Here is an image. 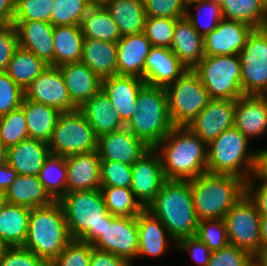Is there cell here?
Returning <instances> with one entry per match:
<instances>
[{
    "mask_svg": "<svg viewBox=\"0 0 267 266\" xmlns=\"http://www.w3.org/2000/svg\"><path fill=\"white\" fill-rule=\"evenodd\" d=\"M207 144L189 127H174L154 149L161 147L166 180H190L207 172Z\"/></svg>",
    "mask_w": 267,
    "mask_h": 266,
    "instance_id": "obj_1",
    "label": "cell"
},
{
    "mask_svg": "<svg viewBox=\"0 0 267 266\" xmlns=\"http://www.w3.org/2000/svg\"><path fill=\"white\" fill-rule=\"evenodd\" d=\"M145 209L164 224L174 242L195 236L199 220L195 214L190 180H166Z\"/></svg>",
    "mask_w": 267,
    "mask_h": 266,
    "instance_id": "obj_2",
    "label": "cell"
},
{
    "mask_svg": "<svg viewBox=\"0 0 267 266\" xmlns=\"http://www.w3.org/2000/svg\"><path fill=\"white\" fill-rule=\"evenodd\" d=\"M190 188L199 221L223 219L246 195V181L234 175L206 172L190 179Z\"/></svg>",
    "mask_w": 267,
    "mask_h": 266,
    "instance_id": "obj_3",
    "label": "cell"
},
{
    "mask_svg": "<svg viewBox=\"0 0 267 266\" xmlns=\"http://www.w3.org/2000/svg\"><path fill=\"white\" fill-rule=\"evenodd\" d=\"M61 204L72 240L93 244L103 235L111 214L106 208L100 189L64 194Z\"/></svg>",
    "mask_w": 267,
    "mask_h": 266,
    "instance_id": "obj_4",
    "label": "cell"
},
{
    "mask_svg": "<svg viewBox=\"0 0 267 266\" xmlns=\"http://www.w3.org/2000/svg\"><path fill=\"white\" fill-rule=\"evenodd\" d=\"M71 240L64 211L58 201L30 210L28 232L22 247L49 265Z\"/></svg>",
    "mask_w": 267,
    "mask_h": 266,
    "instance_id": "obj_5",
    "label": "cell"
},
{
    "mask_svg": "<svg viewBox=\"0 0 267 266\" xmlns=\"http://www.w3.org/2000/svg\"><path fill=\"white\" fill-rule=\"evenodd\" d=\"M136 109L125 127L154 148L175 127L169 114L165 87L145 84L137 96Z\"/></svg>",
    "mask_w": 267,
    "mask_h": 266,
    "instance_id": "obj_6",
    "label": "cell"
},
{
    "mask_svg": "<svg viewBox=\"0 0 267 266\" xmlns=\"http://www.w3.org/2000/svg\"><path fill=\"white\" fill-rule=\"evenodd\" d=\"M248 140L235 126L222 132L207 144V172L249 180L255 174L258 153L247 154Z\"/></svg>",
    "mask_w": 267,
    "mask_h": 266,
    "instance_id": "obj_7",
    "label": "cell"
},
{
    "mask_svg": "<svg viewBox=\"0 0 267 266\" xmlns=\"http://www.w3.org/2000/svg\"><path fill=\"white\" fill-rule=\"evenodd\" d=\"M193 70L211 99L236 100L244 96L239 55H205Z\"/></svg>",
    "mask_w": 267,
    "mask_h": 266,
    "instance_id": "obj_8",
    "label": "cell"
},
{
    "mask_svg": "<svg viewBox=\"0 0 267 266\" xmlns=\"http://www.w3.org/2000/svg\"><path fill=\"white\" fill-rule=\"evenodd\" d=\"M165 89L170 118L175 127H188L212 100L193 69L185 71Z\"/></svg>",
    "mask_w": 267,
    "mask_h": 266,
    "instance_id": "obj_9",
    "label": "cell"
},
{
    "mask_svg": "<svg viewBox=\"0 0 267 266\" xmlns=\"http://www.w3.org/2000/svg\"><path fill=\"white\" fill-rule=\"evenodd\" d=\"M50 152L60 156L97 151L98 137L79 110L62 112L48 142Z\"/></svg>",
    "mask_w": 267,
    "mask_h": 266,
    "instance_id": "obj_10",
    "label": "cell"
},
{
    "mask_svg": "<svg viewBox=\"0 0 267 266\" xmlns=\"http://www.w3.org/2000/svg\"><path fill=\"white\" fill-rule=\"evenodd\" d=\"M238 55L243 95L267 96V28L253 29Z\"/></svg>",
    "mask_w": 267,
    "mask_h": 266,
    "instance_id": "obj_11",
    "label": "cell"
},
{
    "mask_svg": "<svg viewBox=\"0 0 267 266\" xmlns=\"http://www.w3.org/2000/svg\"><path fill=\"white\" fill-rule=\"evenodd\" d=\"M223 220L230 245L244 249L252 256L264 251L260 235L261 216L247 195L226 213Z\"/></svg>",
    "mask_w": 267,
    "mask_h": 266,
    "instance_id": "obj_12",
    "label": "cell"
},
{
    "mask_svg": "<svg viewBox=\"0 0 267 266\" xmlns=\"http://www.w3.org/2000/svg\"><path fill=\"white\" fill-rule=\"evenodd\" d=\"M138 222L137 216H111L106 223L103 235L92 246L98 250L123 257L130 264L138 253Z\"/></svg>",
    "mask_w": 267,
    "mask_h": 266,
    "instance_id": "obj_13",
    "label": "cell"
},
{
    "mask_svg": "<svg viewBox=\"0 0 267 266\" xmlns=\"http://www.w3.org/2000/svg\"><path fill=\"white\" fill-rule=\"evenodd\" d=\"M24 92L26 99L56 108L61 112L79 109L71 101L64 78L57 66L48 65Z\"/></svg>",
    "mask_w": 267,
    "mask_h": 266,
    "instance_id": "obj_14",
    "label": "cell"
},
{
    "mask_svg": "<svg viewBox=\"0 0 267 266\" xmlns=\"http://www.w3.org/2000/svg\"><path fill=\"white\" fill-rule=\"evenodd\" d=\"M165 181L160 154L157 156L154 148L132 164L130 189L144 208L156 197Z\"/></svg>",
    "mask_w": 267,
    "mask_h": 266,
    "instance_id": "obj_15",
    "label": "cell"
},
{
    "mask_svg": "<svg viewBox=\"0 0 267 266\" xmlns=\"http://www.w3.org/2000/svg\"><path fill=\"white\" fill-rule=\"evenodd\" d=\"M236 100L212 99L188 127L206 144L234 126Z\"/></svg>",
    "mask_w": 267,
    "mask_h": 266,
    "instance_id": "obj_16",
    "label": "cell"
},
{
    "mask_svg": "<svg viewBox=\"0 0 267 266\" xmlns=\"http://www.w3.org/2000/svg\"><path fill=\"white\" fill-rule=\"evenodd\" d=\"M151 148L126 127L98 138L101 161L123 162L132 165Z\"/></svg>",
    "mask_w": 267,
    "mask_h": 266,
    "instance_id": "obj_17",
    "label": "cell"
},
{
    "mask_svg": "<svg viewBox=\"0 0 267 266\" xmlns=\"http://www.w3.org/2000/svg\"><path fill=\"white\" fill-rule=\"evenodd\" d=\"M253 29L243 22L222 19L218 26L204 37V54L238 55Z\"/></svg>",
    "mask_w": 267,
    "mask_h": 266,
    "instance_id": "obj_18",
    "label": "cell"
},
{
    "mask_svg": "<svg viewBox=\"0 0 267 266\" xmlns=\"http://www.w3.org/2000/svg\"><path fill=\"white\" fill-rule=\"evenodd\" d=\"M145 81L135 76L112 75L102 80V89L126 124L137 111V96Z\"/></svg>",
    "mask_w": 267,
    "mask_h": 266,
    "instance_id": "obj_19",
    "label": "cell"
},
{
    "mask_svg": "<svg viewBox=\"0 0 267 266\" xmlns=\"http://www.w3.org/2000/svg\"><path fill=\"white\" fill-rule=\"evenodd\" d=\"M67 166L66 193L96 190L101 187L98 151L71 154L65 157Z\"/></svg>",
    "mask_w": 267,
    "mask_h": 266,
    "instance_id": "obj_20",
    "label": "cell"
},
{
    "mask_svg": "<svg viewBox=\"0 0 267 266\" xmlns=\"http://www.w3.org/2000/svg\"><path fill=\"white\" fill-rule=\"evenodd\" d=\"M18 46L32 52L46 64L54 66V26L44 21H13Z\"/></svg>",
    "mask_w": 267,
    "mask_h": 266,
    "instance_id": "obj_21",
    "label": "cell"
},
{
    "mask_svg": "<svg viewBox=\"0 0 267 266\" xmlns=\"http://www.w3.org/2000/svg\"><path fill=\"white\" fill-rule=\"evenodd\" d=\"M188 69L170 48L152 46L144 65L145 84L166 87Z\"/></svg>",
    "mask_w": 267,
    "mask_h": 266,
    "instance_id": "obj_22",
    "label": "cell"
},
{
    "mask_svg": "<svg viewBox=\"0 0 267 266\" xmlns=\"http://www.w3.org/2000/svg\"><path fill=\"white\" fill-rule=\"evenodd\" d=\"M59 69L71 101L78 108L102 88V79L82 62L66 63Z\"/></svg>",
    "mask_w": 267,
    "mask_h": 266,
    "instance_id": "obj_23",
    "label": "cell"
},
{
    "mask_svg": "<svg viewBox=\"0 0 267 266\" xmlns=\"http://www.w3.org/2000/svg\"><path fill=\"white\" fill-rule=\"evenodd\" d=\"M151 42L144 33L123 36L117 42V75L144 79V65Z\"/></svg>",
    "mask_w": 267,
    "mask_h": 266,
    "instance_id": "obj_24",
    "label": "cell"
},
{
    "mask_svg": "<svg viewBox=\"0 0 267 266\" xmlns=\"http://www.w3.org/2000/svg\"><path fill=\"white\" fill-rule=\"evenodd\" d=\"M234 126L248 139L267 130V96L244 95L236 99Z\"/></svg>",
    "mask_w": 267,
    "mask_h": 266,
    "instance_id": "obj_25",
    "label": "cell"
},
{
    "mask_svg": "<svg viewBox=\"0 0 267 266\" xmlns=\"http://www.w3.org/2000/svg\"><path fill=\"white\" fill-rule=\"evenodd\" d=\"M50 153L47 142L28 138L8 148L6 163L18 175L38 176Z\"/></svg>",
    "mask_w": 267,
    "mask_h": 266,
    "instance_id": "obj_26",
    "label": "cell"
},
{
    "mask_svg": "<svg viewBox=\"0 0 267 266\" xmlns=\"http://www.w3.org/2000/svg\"><path fill=\"white\" fill-rule=\"evenodd\" d=\"M79 110L84 114L98 138L125 128L119 113L112 106L108 95L102 88L88 99Z\"/></svg>",
    "mask_w": 267,
    "mask_h": 266,
    "instance_id": "obj_27",
    "label": "cell"
},
{
    "mask_svg": "<svg viewBox=\"0 0 267 266\" xmlns=\"http://www.w3.org/2000/svg\"><path fill=\"white\" fill-rule=\"evenodd\" d=\"M170 49L187 69H194L205 56L204 37L186 16L176 21Z\"/></svg>",
    "mask_w": 267,
    "mask_h": 266,
    "instance_id": "obj_28",
    "label": "cell"
},
{
    "mask_svg": "<svg viewBox=\"0 0 267 266\" xmlns=\"http://www.w3.org/2000/svg\"><path fill=\"white\" fill-rule=\"evenodd\" d=\"M117 43L84 38L80 62L100 79L117 74Z\"/></svg>",
    "mask_w": 267,
    "mask_h": 266,
    "instance_id": "obj_29",
    "label": "cell"
},
{
    "mask_svg": "<svg viewBox=\"0 0 267 266\" xmlns=\"http://www.w3.org/2000/svg\"><path fill=\"white\" fill-rule=\"evenodd\" d=\"M103 6L117 24L122 37L144 32L147 16L143 0H107Z\"/></svg>",
    "mask_w": 267,
    "mask_h": 266,
    "instance_id": "obj_30",
    "label": "cell"
},
{
    "mask_svg": "<svg viewBox=\"0 0 267 266\" xmlns=\"http://www.w3.org/2000/svg\"><path fill=\"white\" fill-rule=\"evenodd\" d=\"M5 201L30 209L46 207L54 200L46 192L38 176L18 175L5 192Z\"/></svg>",
    "mask_w": 267,
    "mask_h": 266,
    "instance_id": "obj_31",
    "label": "cell"
},
{
    "mask_svg": "<svg viewBox=\"0 0 267 266\" xmlns=\"http://www.w3.org/2000/svg\"><path fill=\"white\" fill-rule=\"evenodd\" d=\"M30 208L5 202L0 210V239L8 246H23Z\"/></svg>",
    "mask_w": 267,
    "mask_h": 266,
    "instance_id": "obj_32",
    "label": "cell"
},
{
    "mask_svg": "<svg viewBox=\"0 0 267 266\" xmlns=\"http://www.w3.org/2000/svg\"><path fill=\"white\" fill-rule=\"evenodd\" d=\"M23 108L30 139L49 142L61 111L56 108L30 101L24 97Z\"/></svg>",
    "mask_w": 267,
    "mask_h": 266,
    "instance_id": "obj_33",
    "label": "cell"
},
{
    "mask_svg": "<svg viewBox=\"0 0 267 266\" xmlns=\"http://www.w3.org/2000/svg\"><path fill=\"white\" fill-rule=\"evenodd\" d=\"M54 66L80 62L84 36L79 25H60L53 28Z\"/></svg>",
    "mask_w": 267,
    "mask_h": 266,
    "instance_id": "obj_34",
    "label": "cell"
},
{
    "mask_svg": "<svg viewBox=\"0 0 267 266\" xmlns=\"http://www.w3.org/2000/svg\"><path fill=\"white\" fill-rule=\"evenodd\" d=\"M138 253L137 256L151 255L160 256L166 248L168 232L164 224L149 211L144 209L138 216Z\"/></svg>",
    "mask_w": 267,
    "mask_h": 266,
    "instance_id": "obj_35",
    "label": "cell"
},
{
    "mask_svg": "<svg viewBox=\"0 0 267 266\" xmlns=\"http://www.w3.org/2000/svg\"><path fill=\"white\" fill-rule=\"evenodd\" d=\"M84 38L117 43L121 38L117 24L103 5H92L81 24Z\"/></svg>",
    "mask_w": 267,
    "mask_h": 266,
    "instance_id": "obj_36",
    "label": "cell"
},
{
    "mask_svg": "<svg viewBox=\"0 0 267 266\" xmlns=\"http://www.w3.org/2000/svg\"><path fill=\"white\" fill-rule=\"evenodd\" d=\"M223 19L239 21L256 28L267 23V0H222Z\"/></svg>",
    "mask_w": 267,
    "mask_h": 266,
    "instance_id": "obj_37",
    "label": "cell"
},
{
    "mask_svg": "<svg viewBox=\"0 0 267 266\" xmlns=\"http://www.w3.org/2000/svg\"><path fill=\"white\" fill-rule=\"evenodd\" d=\"M47 66L48 64L32 52L18 46L9 61L6 73L25 91Z\"/></svg>",
    "mask_w": 267,
    "mask_h": 266,
    "instance_id": "obj_38",
    "label": "cell"
},
{
    "mask_svg": "<svg viewBox=\"0 0 267 266\" xmlns=\"http://www.w3.org/2000/svg\"><path fill=\"white\" fill-rule=\"evenodd\" d=\"M38 177L49 196L54 201H58L66 194L67 166L65 157L50 153L39 171Z\"/></svg>",
    "mask_w": 267,
    "mask_h": 266,
    "instance_id": "obj_39",
    "label": "cell"
},
{
    "mask_svg": "<svg viewBox=\"0 0 267 266\" xmlns=\"http://www.w3.org/2000/svg\"><path fill=\"white\" fill-rule=\"evenodd\" d=\"M106 208L114 216H138L145 208L130 188L100 187Z\"/></svg>",
    "mask_w": 267,
    "mask_h": 266,
    "instance_id": "obj_40",
    "label": "cell"
},
{
    "mask_svg": "<svg viewBox=\"0 0 267 266\" xmlns=\"http://www.w3.org/2000/svg\"><path fill=\"white\" fill-rule=\"evenodd\" d=\"M0 138L7 148L29 138L27 121L21 106L0 117Z\"/></svg>",
    "mask_w": 267,
    "mask_h": 266,
    "instance_id": "obj_41",
    "label": "cell"
},
{
    "mask_svg": "<svg viewBox=\"0 0 267 266\" xmlns=\"http://www.w3.org/2000/svg\"><path fill=\"white\" fill-rule=\"evenodd\" d=\"M92 6L89 0H55L50 23L53 26L79 25Z\"/></svg>",
    "mask_w": 267,
    "mask_h": 266,
    "instance_id": "obj_42",
    "label": "cell"
},
{
    "mask_svg": "<svg viewBox=\"0 0 267 266\" xmlns=\"http://www.w3.org/2000/svg\"><path fill=\"white\" fill-rule=\"evenodd\" d=\"M195 237L204 242L212 252L221 250L229 245L226 225L223 219L199 221Z\"/></svg>",
    "mask_w": 267,
    "mask_h": 266,
    "instance_id": "obj_43",
    "label": "cell"
},
{
    "mask_svg": "<svg viewBox=\"0 0 267 266\" xmlns=\"http://www.w3.org/2000/svg\"><path fill=\"white\" fill-rule=\"evenodd\" d=\"M177 20L173 18L147 17L143 33L152 46L170 48Z\"/></svg>",
    "mask_w": 267,
    "mask_h": 266,
    "instance_id": "obj_44",
    "label": "cell"
},
{
    "mask_svg": "<svg viewBox=\"0 0 267 266\" xmlns=\"http://www.w3.org/2000/svg\"><path fill=\"white\" fill-rule=\"evenodd\" d=\"M101 187L130 188L132 183V165L115 162H100Z\"/></svg>",
    "mask_w": 267,
    "mask_h": 266,
    "instance_id": "obj_45",
    "label": "cell"
},
{
    "mask_svg": "<svg viewBox=\"0 0 267 266\" xmlns=\"http://www.w3.org/2000/svg\"><path fill=\"white\" fill-rule=\"evenodd\" d=\"M192 4H195L197 6L196 10L199 11L198 12L199 15H197V17H194L192 14H190V11L188 12V10H189L188 6H192ZM202 7H203V9H202ZM205 11H207V12H205ZM202 15L203 16L204 15L205 16L209 15L207 17V18H210V19H208L209 23L205 24L204 22L201 21V16ZM186 18H188V20L191 22L192 26L203 37H205L207 34H209L211 31H213L218 26L219 22L223 19V16H222V13H221V6H219L218 4H215L214 2H211V1H208V0H194V1H191V2L187 3ZM204 24H205V26H203ZM200 28H202L203 30L201 31Z\"/></svg>",
    "mask_w": 267,
    "mask_h": 266,
    "instance_id": "obj_46",
    "label": "cell"
},
{
    "mask_svg": "<svg viewBox=\"0 0 267 266\" xmlns=\"http://www.w3.org/2000/svg\"><path fill=\"white\" fill-rule=\"evenodd\" d=\"M55 0H16L13 21H44L50 23Z\"/></svg>",
    "mask_w": 267,
    "mask_h": 266,
    "instance_id": "obj_47",
    "label": "cell"
},
{
    "mask_svg": "<svg viewBox=\"0 0 267 266\" xmlns=\"http://www.w3.org/2000/svg\"><path fill=\"white\" fill-rule=\"evenodd\" d=\"M92 245L71 240L48 266H89Z\"/></svg>",
    "mask_w": 267,
    "mask_h": 266,
    "instance_id": "obj_48",
    "label": "cell"
},
{
    "mask_svg": "<svg viewBox=\"0 0 267 266\" xmlns=\"http://www.w3.org/2000/svg\"><path fill=\"white\" fill-rule=\"evenodd\" d=\"M24 97V90L6 72H0V117L20 107Z\"/></svg>",
    "mask_w": 267,
    "mask_h": 266,
    "instance_id": "obj_49",
    "label": "cell"
},
{
    "mask_svg": "<svg viewBox=\"0 0 267 266\" xmlns=\"http://www.w3.org/2000/svg\"><path fill=\"white\" fill-rule=\"evenodd\" d=\"M147 17L181 19L186 16L185 0H143Z\"/></svg>",
    "mask_w": 267,
    "mask_h": 266,
    "instance_id": "obj_50",
    "label": "cell"
},
{
    "mask_svg": "<svg viewBox=\"0 0 267 266\" xmlns=\"http://www.w3.org/2000/svg\"><path fill=\"white\" fill-rule=\"evenodd\" d=\"M207 266H253V256L246 250L228 245L213 251Z\"/></svg>",
    "mask_w": 267,
    "mask_h": 266,
    "instance_id": "obj_51",
    "label": "cell"
},
{
    "mask_svg": "<svg viewBox=\"0 0 267 266\" xmlns=\"http://www.w3.org/2000/svg\"><path fill=\"white\" fill-rule=\"evenodd\" d=\"M0 266H48L32 251L22 247H8L0 260Z\"/></svg>",
    "mask_w": 267,
    "mask_h": 266,
    "instance_id": "obj_52",
    "label": "cell"
},
{
    "mask_svg": "<svg viewBox=\"0 0 267 266\" xmlns=\"http://www.w3.org/2000/svg\"><path fill=\"white\" fill-rule=\"evenodd\" d=\"M18 47V35L13 24L0 26V72H6L9 61Z\"/></svg>",
    "mask_w": 267,
    "mask_h": 266,
    "instance_id": "obj_53",
    "label": "cell"
},
{
    "mask_svg": "<svg viewBox=\"0 0 267 266\" xmlns=\"http://www.w3.org/2000/svg\"><path fill=\"white\" fill-rule=\"evenodd\" d=\"M176 243H178V246L181 250H188L194 257V260H196L200 266H207L209 264L212 251L197 237H184L178 240Z\"/></svg>",
    "mask_w": 267,
    "mask_h": 266,
    "instance_id": "obj_54",
    "label": "cell"
},
{
    "mask_svg": "<svg viewBox=\"0 0 267 266\" xmlns=\"http://www.w3.org/2000/svg\"><path fill=\"white\" fill-rule=\"evenodd\" d=\"M253 179L246 181V195L255 204L260 216H267V181L262 180V184L256 191H253Z\"/></svg>",
    "mask_w": 267,
    "mask_h": 266,
    "instance_id": "obj_55",
    "label": "cell"
},
{
    "mask_svg": "<svg viewBox=\"0 0 267 266\" xmlns=\"http://www.w3.org/2000/svg\"><path fill=\"white\" fill-rule=\"evenodd\" d=\"M89 266H132L123 257L113 253L98 250L92 246Z\"/></svg>",
    "mask_w": 267,
    "mask_h": 266,
    "instance_id": "obj_56",
    "label": "cell"
},
{
    "mask_svg": "<svg viewBox=\"0 0 267 266\" xmlns=\"http://www.w3.org/2000/svg\"><path fill=\"white\" fill-rule=\"evenodd\" d=\"M16 0H0V26L13 24Z\"/></svg>",
    "mask_w": 267,
    "mask_h": 266,
    "instance_id": "obj_57",
    "label": "cell"
},
{
    "mask_svg": "<svg viewBox=\"0 0 267 266\" xmlns=\"http://www.w3.org/2000/svg\"><path fill=\"white\" fill-rule=\"evenodd\" d=\"M17 176V172L7 163L0 165V191L5 193Z\"/></svg>",
    "mask_w": 267,
    "mask_h": 266,
    "instance_id": "obj_58",
    "label": "cell"
},
{
    "mask_svg": "<svg viewBox=\"0 0 267 266\" xmlns=\"http://www.w3.org/2000/svg\"><path fill=\"white\" fill-rule=\"evenodd\" d=\"M257 164L254 179L267 181V149L257 151Z\"/></svg>",
    "mask_w": 267,
    "mask_h": 266,
    "instance_id": "obj_59",
    "label": "cell"
},
{
    "mask_svg": "<svg viewBox=\"0 0 267 266\" xmlns=\"http://www.w3.org/2000/svg\"><path fill=\"white\" fill-rule=\"evenodd\" d=\"M260 235L262 240V249L267 251V216H261Z\"/></svg>",
    "mask_w": 267,
    "mask_h": 266,
    "instance_id": "obj_60",
    "label": "cell"
},
{
    "mask_svg": "<svg viewBox=\"0 0 267 266\" xmlns=\"http://www.w3.org/2000/svg\"><path fill=\"white\" fill-rule=\"evenodd\" d=\"M253 266H267V251L253 256Z\"/></svg>",
    "mask_w": 267,
    "mask_h": 266,
    "instance_id": "obj_61",
    "label": "cell"
},
{
    "mask_svg": "<svg viewBox=\"0 0 267 266\" xmlns=\"http://www.w3.org/2000/svg\"><path fill=\"white\" fill-rule=\"evenodd\" d=\"M7 152L8 148L5 146L3 140L0 138V165L7 162Z\"/></svg>",
    "mask_w": 267,
    "mask_h": 266,
    "instance_id": "obj_62",
    "label": "cell"
},
{
    "mask_svg": "<svg viewBox=\"0 0 267 266\" xmlns=\"http://www.w3.org/2000/svg\"><path fill=\"white\" fill-rule=\"evenodd\" d=\"M8 246L0 239V260Z\"/></svg>",
    "mask_w": 267,
    "mask_h": 266,
    "instance_id": "obj_63",
    "label": "cell"
},
{
    "mask_svg": "<svg viewBox=\"0 0 267 266\" xmlns=\"http://www.w3.org/2000/svg\"><path fill=\"white\" fill-rule=\"evenodd\" d=\"M107 0H89L92 5H103Z\"/></svg>",
    "mask_w": 267,
    "mask_h": 266,
    "instance_id": "obj_64",
    "label": "cell"
},
{
    "mask_svg": "<svg viewBox=\"0 0 267 266\" xmlns=\"http://www.w3.org/2000/svg\"><path fill=\"white\" fill-rule=\"evenodd\" d=\"M5 193L0 191V210H1V207L3 206V204L5 203Z\"/></svg>",
    "mask_w": 267,
    "mask_h": 266,
    "instance_id": "obj_65",
    "label": "cell"
},
{
    "mask_svg": "<svg viewBox=\"0 0 267 266\" xmlns=\"http://www.w3.org/2000/svg\"><path fill=\"white\" fill-rule=\"evenodd\" d=\"M208 1L214 2L215 4H218L219 6L222 5V0H208Z\"/></svg>",
    "mask_w": 267,
    "mask_h": 266,
    "instance_id": "obj_66",
    "label": "cell"
},
{
    "mask_svg": "<svg viewBox=\"0 0 267 266\" xmlns=\"http://www.w3.org/2000/svg\"><path fill=\"white\" fill-rule=\"evenodd\" d=\"M191 1H194V0H185L186 3L191 2Z\"/></svg>",
    "mask_w": 267,
    "mask_h": 266,
    "instance_id": "obj_67",
    "label": "cell"
}]
</instances>
